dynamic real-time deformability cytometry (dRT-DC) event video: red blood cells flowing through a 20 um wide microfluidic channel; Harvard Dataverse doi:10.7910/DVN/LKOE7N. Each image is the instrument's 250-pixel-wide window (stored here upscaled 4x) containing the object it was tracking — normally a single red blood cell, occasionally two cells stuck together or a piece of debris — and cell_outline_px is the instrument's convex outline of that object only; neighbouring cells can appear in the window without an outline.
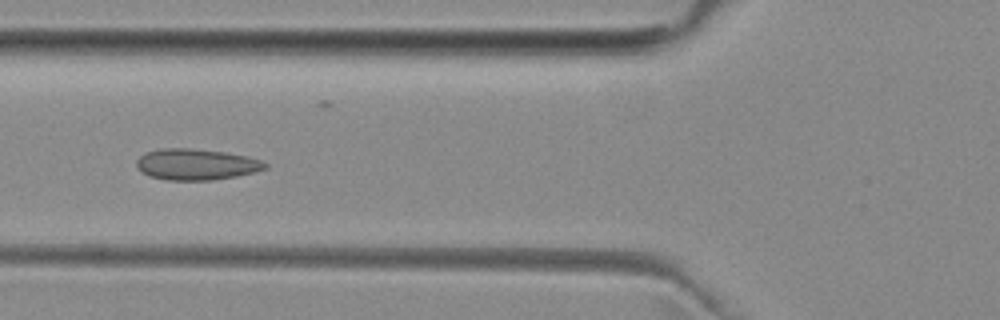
{"species": "common noctule bat (a hibernating species)", "species_latin": "Nyctalus noctula", "temperature_condition": "room temperature", "stored_images_in_passage": 6, "camera_frame_rate_fps": 3000, "um_per_image_px": 0.085, "animal": {"sex": "female", "body_mass_g": 29.2, "forearm_length_mm": 56.3}, "frame": {"image": 1, "passage_image": 4, "time_ms": 4.333, "image_size_px": [1000, 320], "cell_outline_px": [[268, 168], [256, 172], [236, 176], [212, 180], [168, 180], [148, 176], [136, 168], [136, 160], [144, 152], [160, 148], [192, 148], [224, 152], [248, 156], [260, 160], [268, 164]], "centroid_in_image_um": [16.66, 13.97], "position_along_channel_um": 109.1, "area_um2": 23.58}}
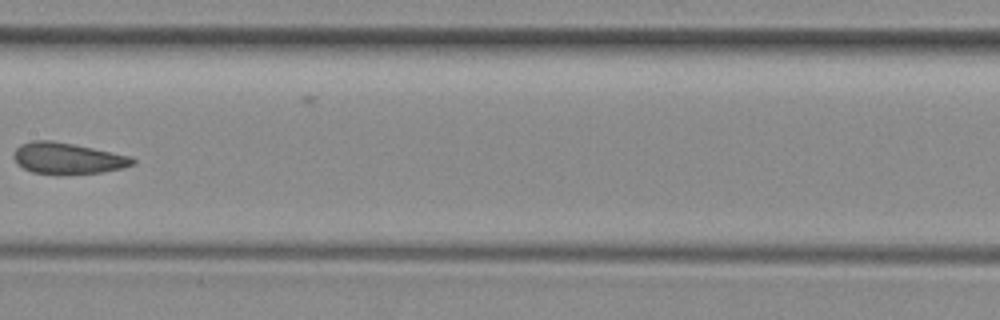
{"frame": {"image": 2, "passage_image": 6, "time_ms": 6.667, "image_size_px": [1000, 320], "cell_outline_px": [[136, 164], [120, 168], [100, 172], [56, 176], [32, 172], [16, 164], [12, 156], [16, 148], [20, 144], [32, 140], [52, 140], [132, 156], [136, 160]], "centroid_in_image_um": [5.7, 13.47], "position_along_channel_um": 201.7, "area_um2": 22.02}}